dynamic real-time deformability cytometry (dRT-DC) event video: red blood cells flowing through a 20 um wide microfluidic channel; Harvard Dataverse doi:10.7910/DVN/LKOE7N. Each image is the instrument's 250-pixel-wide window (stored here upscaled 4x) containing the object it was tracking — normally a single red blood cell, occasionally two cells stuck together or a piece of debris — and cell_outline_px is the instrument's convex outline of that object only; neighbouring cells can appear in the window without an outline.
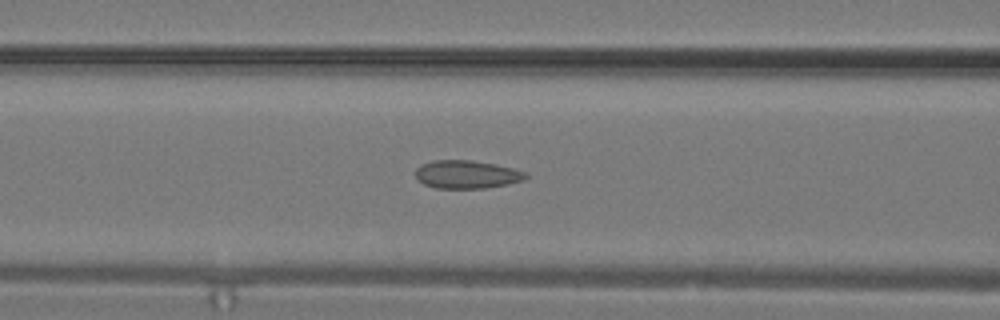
{"species": "common noctule bat (a hibernating species)", "species_latin": "Nyctalus noctula", "temperature_condition": "warm", "stored_images_in_passage": 16, "camera_frame_rate_fps": 3000, "um_per_image_px": 0.085, "animal": {"sex": "male", "body_mass_g": 19.2, "forearm_length_mm": 51.8}, "frame": {"image": 1, "passage_image": 12, "time_ms": 3.667, "image_size_px": [1000, 320], "cell_outline_px": [[528, 176], [524, 180], [508, 184], [484, 188], [436, 188], [424, 184], [416, 176], [416, 168], [420, 164], [432, 160], [472, 160], [496, 164], [512, 168], [524, 172]], "centroid_in_image_um": [39.66, 14.82], "position_along_channel_um": 126.9, "area_um2": 18.03}}
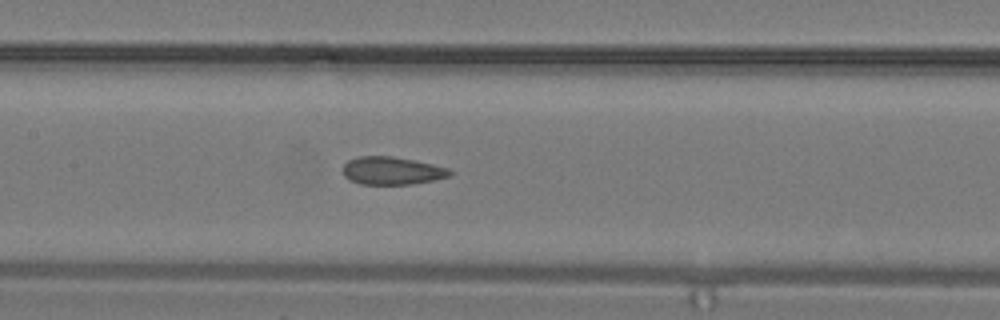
{"frame": {"image": 2, "passage_image": 14, "time_ms": 4.333, "image_size_px": [1000, 320], "cell_outline_px": [[452, 172], [448, 176], [432, 180], [412, 184], [360, 184], [348, 180], [344, 176], [344, 164], [348, 160], [360, 156], [392, 156], [432, 164], [448, 168]], "centroid_in_image_um": [33.27, 14.51], "position_along_channel_um": 174.1, "area_um2": 17.17}}
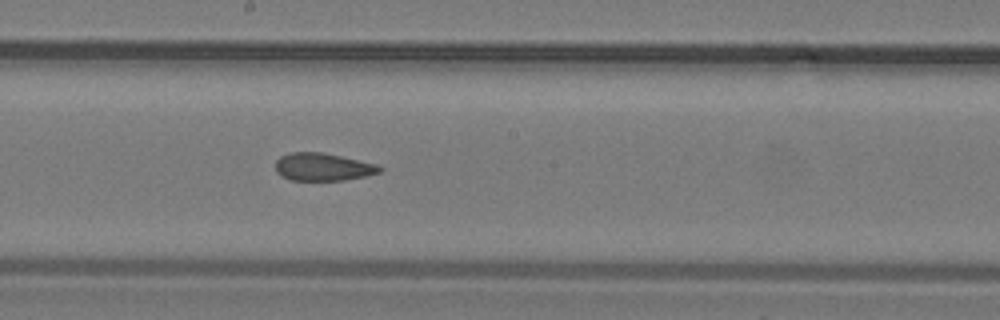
{"frame": {"image": 3, "passage_image": 16, "time_ms": 5.0, "image_size_px": [1000, 320], "cell_outline_px": [[384, 168], [380, 172], [364, 176], [344, 180], [292, 180], [280, 176], [276, 172], [276, 160], [280, 156], [292, 152], [324, 152], [376, 164]], "centroid_in_image_um": [27.42, 14.18], "position_along_channel_um": 220.8, "area_um2": 16.82}}